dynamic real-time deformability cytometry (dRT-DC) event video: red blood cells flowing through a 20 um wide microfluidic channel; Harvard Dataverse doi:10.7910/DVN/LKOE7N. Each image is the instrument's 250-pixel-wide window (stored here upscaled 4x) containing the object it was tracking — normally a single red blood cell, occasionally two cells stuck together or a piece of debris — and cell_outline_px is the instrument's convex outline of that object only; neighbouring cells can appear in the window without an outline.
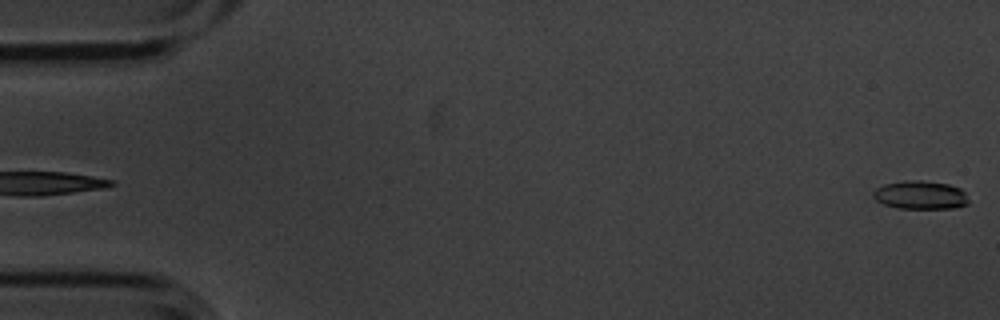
{"species": "common noctule bat (a hibernating species)", "species_latin": "Nyctalus noctula", "temperature_condition": "cold", "stored_images_in_passage": 5, "camera_frame_rate_fps": 3000, "um_per_image_px": 0.085, "animal": {"sex": "male", "body_mass_g": 20.1, "forearm_length_mm": 53.5}, "frame": {"image": 1, "passage_image": 5, "time_ms": 1.333, "image_size_px": [1000, 320], "cell_outline_px": [[968, 204], [956, 208], [896, 208], [884, 204], [876, 200], [872, 196], [872, 192], [876, 188], [884, 184], [904, 180], [920, 180], [948, 184], [960, 188], [964, 192], [968, 200]], "centroid_in_image_um": [78.21, 16.57], "position_along_channel_um": 6.8, "area_um2": 15.84}}